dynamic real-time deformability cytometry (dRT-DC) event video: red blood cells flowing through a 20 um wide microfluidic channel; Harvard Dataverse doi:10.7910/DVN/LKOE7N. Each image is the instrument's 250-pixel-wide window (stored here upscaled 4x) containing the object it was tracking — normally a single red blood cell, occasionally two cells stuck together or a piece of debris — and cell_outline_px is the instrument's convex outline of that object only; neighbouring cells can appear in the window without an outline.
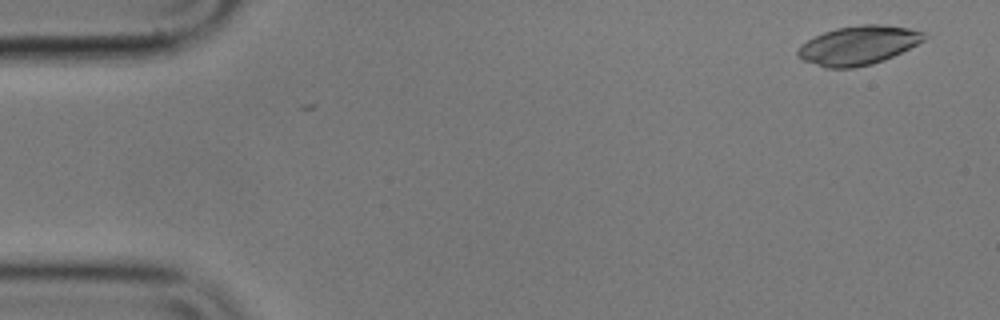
{"species": "common noctule bat (a hibernating species)", "species_latin": "Nyctalus noctula", "temperature_condition": "cold", "stored_images_in_passage": 4, "camera_frame_rate_fps": 3000, "um_per_image_px": 0.085, "animal": {"sex": "male", "body_mass_g": 17.9}, "frame": {"image": 1, "passage_image": 4, "time_ms": 1.0, "image_size_px": [1000, 320], "cell_outline_px": [[928, 36], [924, 40], [884, 60], [872, 64], [852, 68], [824, 68], [804, 60], [796, 56], [796, 52], [808, 40], [824, 32], [836, 28], [860, 24], [880, 24], [908, 28], [924, 32]], "centroid_in_image_um": [72.96, 3.85], "position_along_channel_um": 12.0, "area_um2": 28.38}}